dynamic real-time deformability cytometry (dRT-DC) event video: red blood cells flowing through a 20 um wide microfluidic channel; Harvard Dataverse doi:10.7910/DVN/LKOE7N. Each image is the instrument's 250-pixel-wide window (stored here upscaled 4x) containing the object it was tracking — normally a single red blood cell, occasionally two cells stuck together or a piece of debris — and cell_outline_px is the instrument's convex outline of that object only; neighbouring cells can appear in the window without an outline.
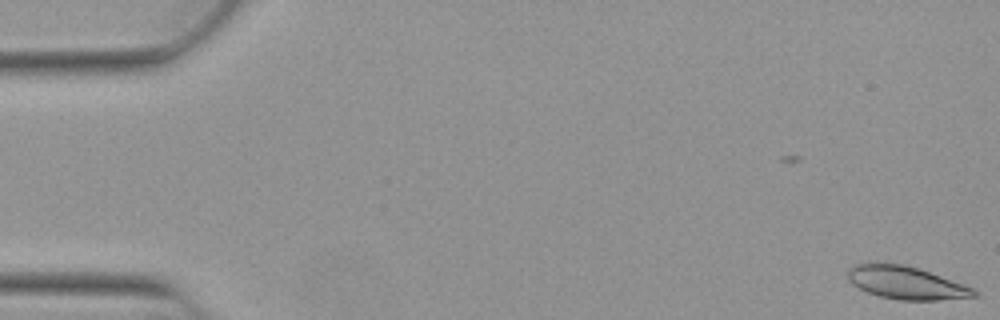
{"species": "Egyptian fruit bat (a non-hibernating species)", "species_latin": "Rousettus aegyptiacus", "temperature_condition": "warm", "stored_images_in_passage": 53, "camera_frame_rate_fps": 3000, "um_per_image_px": 0.085, "animal": {"sex": "female"}, "frame": {"image": 1, "passage_image": 1, "time_ms": 0.0, "image_size_px": [1000, 320], "cell_outline_px": [[980, 296], [936, 300], [900, 300], [880, 296], [868, 292], [852, 284], [848, 280], [848, 268], [852, 264], [904, 264], [964, 284], [980, 292]], "centroid_in_image_um": [77.04, 24.05], "position_along_channel_um": 8.0, "area_um2": 23.81}}
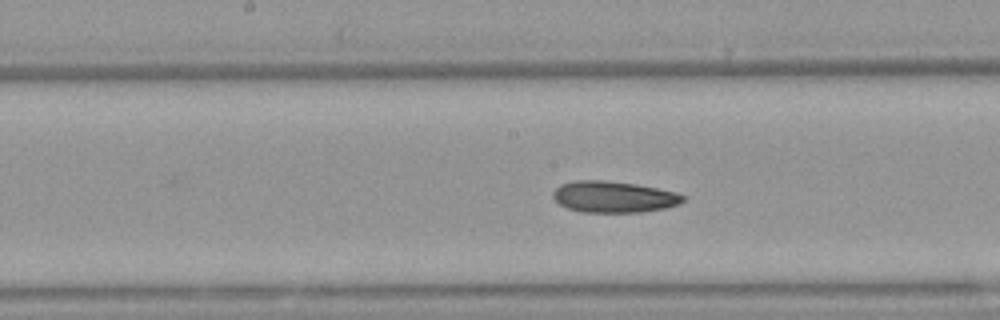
{"frame": {"image": 2, "passage_image": 27, "time_ms": 8.667, "image_size_px": [1000, 320], "cell_outline_px": [[684, 200], [680, 204], [664, 208], [640, 212], [580, 212], [568, 208], [560, 204], [552, 196], [552, 192], [560, 184], [576, 180], [604, 180], [636, 184], [676, 192], [684, 196]], "centroid_in_image_um": [52.14, 16.73], "position_along_channel_um": 196.1, "area_um2": 23.7}}
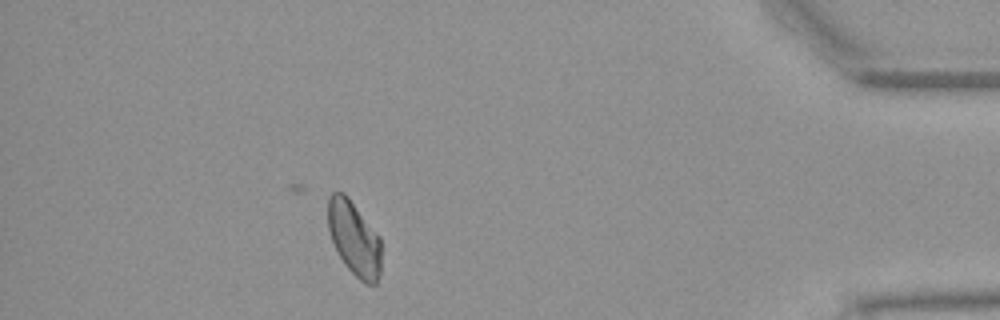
{"frame": {"image": 3, "passage_image": 47, "time_ms": 15.333, "image_size_px": [1000, 320], "cell_outline_px": [[380, 276], [376, 284], [364, 284], [344, 264], [328, 232], [328, 196], [332, 192], [344, 192], [348, 196], [380, 236]], "centroid_in_image_um": [30.1, 20.25], "position_along_channel_um": 405.1, "area_um2": 23.18}, "authors_computed_cell_mechanics": {"area_um2": 23.8136, "velocity_mm_per_s": 3.8816, "shape_relaxation_time_tau1_ms": 5.3597, "shape_relaxation_time_tau2_ms": 10.1127, "deformation_change_tau1": 0.1298, "deformation_change_tau2": 0.1699}}